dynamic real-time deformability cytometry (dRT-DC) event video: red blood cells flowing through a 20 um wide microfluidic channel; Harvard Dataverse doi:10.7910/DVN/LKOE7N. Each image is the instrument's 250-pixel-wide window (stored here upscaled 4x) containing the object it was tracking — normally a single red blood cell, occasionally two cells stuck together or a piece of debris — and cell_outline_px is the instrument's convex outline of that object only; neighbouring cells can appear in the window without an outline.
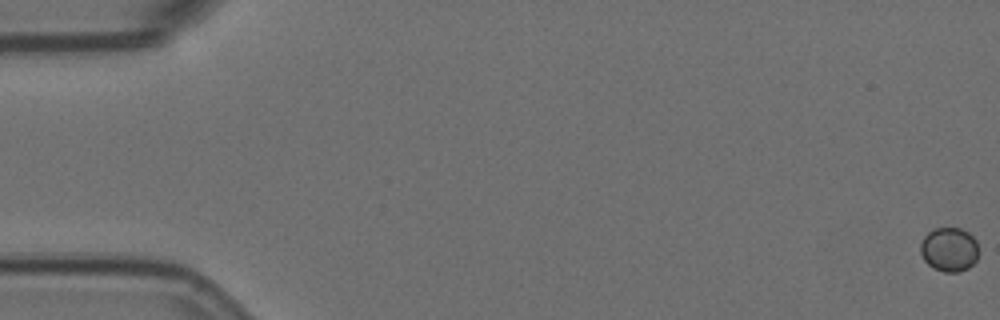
{"species": "Egyptian fruit bat (a non-hibernating species)", "species_latin": "Rousettus aegyptiacus", "temperature_condition": "room temperature", "stored_images_in_passage": 15, "camera_frame_rate_fps": 3000, "um_per_image_px": 0.085, "animal": {"sex": "female"}, "frame": {"image": 1, "passage_image": 1, "time_ms": 0.0, "image_size_px": [1000, 320], "cell_outline_px": [[976, 260], [968, 268], [960, 272], [944, 272], [932, 268], [924, 260], [920, 252], [920, 244], [924, 236], [928, 232], [936, 228], [960, 228], [968, 232], [976, 240]], "centroid_in_image_um": [80.65, 21.21], "position_along_channel_um": 4.4, "area_um2": 14.91}}
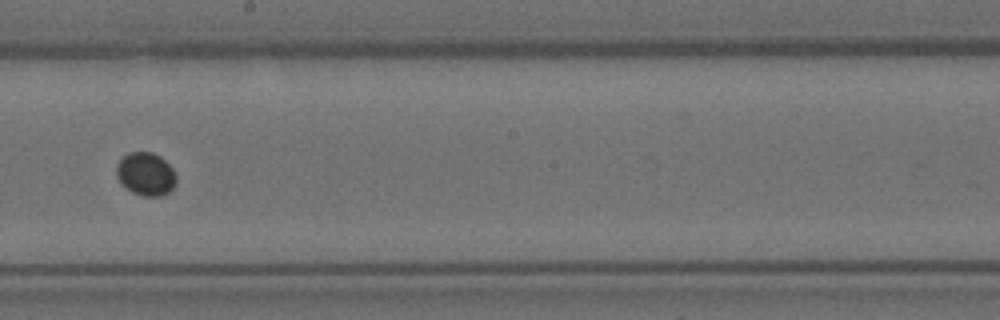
{"frame": {"image": 2, "passage_image": 9, "time_ms": 2.667, "image_size_px": [1000, 320], "cell_outline_px": [[176, 184], [168, 192], [160, 196], [144, 196], [132, 192], [120, 184], [116, 176], [116, 164], [128, 152], [152, 152], [160, 156], [172, 168], [176, 176]], "centroid_in_image_um": [12.37, 14.79], "position_along_channel_um": 235.8, "area_um2": 15.09}}
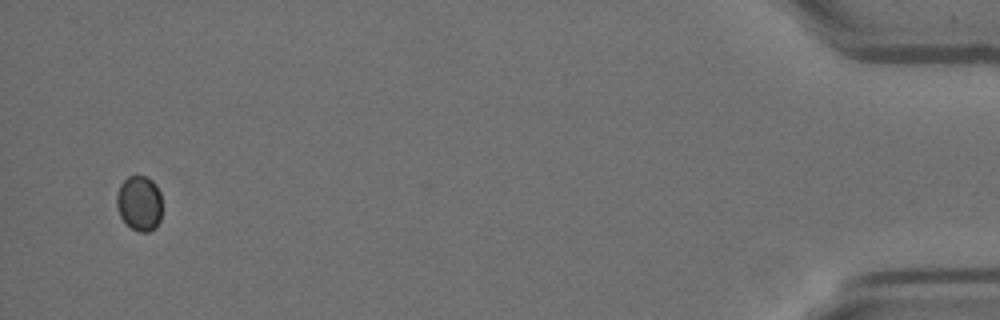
{"frame": {"image": 3, "passage_image": 15, "time_ms": 4.667, "image_size_px": [1000, 320], "cell_outline_px": [[160, 220], [156, 228], [148, 232], [140, 232], [132, 228], [120, 216], [116, 204], [116, 196], [120, 184], [128, 176], [148, 176], [156, 184], [160, 192]], "centroid_in_image_um": [11.84, 17.26], "position_along_channel_um": 423.4, "area_um2": 14.62}}